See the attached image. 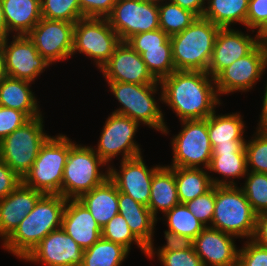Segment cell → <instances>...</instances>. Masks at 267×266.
<instances>
[{"label": "cell", "mask_w": 267, "mask_h": 266, "mask_svg": "<svg viewBox=\"0 0 267 266\" xmlns=\"http://www.w3.org/2000/svg\"><path fill=\"white\" fill-rule=\"evenodd\" d=\"M22 179L0 159V199L14 191Z\"/></svg>", "instance_id": "48"}, {"label": "cell", "mask_w": 267, "mask_h": 266, "mask_svg": "<svg viewBox=\"0 0 267 266\" xmlns=\"http://www.w3.org/2000/svg\"><path fill=\"white\" fill-rule=\"evenodd\" d=\"M143 156L120 160L119 170L109 166V179L119 192L131 196L135 201L148 207L153 174L161 165L148 168Z\"/></svg>", "instance_id": "16"}, {"label": "cell", "mask_w": 267, "mask_h": 266, "mask_svg": "<svg viewBox=\"0 0 267 266\" xmlns=\"http://www.w3.org/2000/svg\"><path fill=\"white\" fill-rule=\"evenodd\" d=\"M120 42L107 18L85 17L74 25L72 56L77 52L84 53L100 70Z\"/></svg>", "instance_id": "10"}, {"label": "cell", "mask_w": 267, "mask_h": 266, "mask_svg": "<svg viewBox=\"0 0 267 266\" xmlns=\"http://www.w3.org/2000/svg\"><path fill=\"white\" fill-rule=\"evenodd\" d=\"M252 239L267 248V211L257 214L256 229Z\"/></svg>", "instance_id": "50"}, {"label": "cell", "mask_w": 267, "mask_h": 266, "mask_svg": "<svg viewBox=\"0 0 267 266\" xmlns=\"http://www.w3.org/2000/svg\"><path fill=\"white\" fill-rule=\"evenodd\" d=\"M69 154V138L65 134L50 136L22 183L43 194L61 195L64 167Z\"/></svg>", "instance_id": "7"}, {"label": "cell", "mask_w": 267, "mask_h": 266, "mask_svg": "<svg viewBox=\"0 0 267 266\" xmlns=\"http://www.w3.org/2000/svg\"><path fill=\"white\" fill-rule=\"evenodd\" d=\"M267 27V0H249L246 28L261 33Z\"/></svg>", "instance_id": "43"}, {"label": "cell", "mask_w": 267, "mask_h": 266, "mask_svg": "<svg viewBox=\"0 0 267 266\" xmlns=\"http://www.w3.org/2000/svg\"><path fill=\"white\" fill-rule=\"evenodd\" d=\"M159 24L169 37L179 34L190 26L197 16L170 0L158 3Z\"/></svg>", "instance_id": "33"}, {"label": "cell", "mask_w": 267, "mask_h": 266, "mask_svg": "<svg viewBox=\"0 0 267 266\" xmlns=\"http://www.w3.org/2000/svg\"><path fill=\"white\" fill-rule=\"evenodd\" d=\"M237 266H267V248L247 239L239 249Z\"/></svg>", "instance_id": "42"}, {"label": "cell", "mask_w": 267, "mask_h": 266, "mask_svg": "<svg viewBox=\"0 0 267 266\" xmlns=\"http://www.w3.org/2000/svg\"><path fill=\"white\" fill-rule=\"evenodd\" d=\"M267 69V45L259 42L247 55L224 68L214 79L216 91L230 94L248 92L262 78Z\"/></svg>", "instance_id": "12"}, {"label": "cell", "mask_w": 267, "mask_h": 266, "mask_svg": "<svg viewBox=\"0 0 267 266\" xmlns=\"http://www.w3.org/2000/svg\"><path fill=\"white\" fill-rule=\"evenodd\" d=\"M91 146L77 144L69 138V154L64 167L61 195L79 199L84 193L101 185L109 178V167Z\"/></svg>", "instance_id": "5"}, {"label": "cell", "mask_w": 267, "mask_h": 266, "mask_svg": "<svg viewBox=\"0 0 267 266\" xmlns=\"http://www.w3.org/2000/svg\"><path fill=\"white\" fill-rule=\"evenodd\" d=\"M256 216L238 186H215V207L210 227L237 238L252 239Z\"/></svg>", "instance_id": "6"}, {"label": "cell", "mask_w": 267, "mask_h": 266, "mask_svg": "<svg viewBox=\"0 0 267 266\" xmlns=\"http://www.w3.org/2000/svg\"><path fill=\"white\" fill-rule=\"evenodd\" d=\"M155 254L163 266H204L193 247L174 252H147L146 256L152 260Z\"/></svg>", "instance_id": "41"}, {"label": "cell", "mask_w": 267, "mask_h": 266, "mask_svg": "<svg viewBox=\"0 0 267 266\" xmlns=\"http://www.w3.org/2000/svg\"><path fill=\"white\" fill-rule=\"evenodd\" d=\"M84 250L62 229L45 236L25 261L44 266H81Z\"/></svg>", "instance_id": "17"}, {"label": "cell", "mask_w": 267, "mask_h": 266, "mask_svg": "<svg viewBox=\"0 0 267 266\" xmlns=\"http://www.w3.org/2000/svg\"><path fill=\"white\" fill-rule=\"evenodd\" d=\"M174 4L179 5L183 9L189 10L194 13L197 17H202L205 6L206 0H170Z\"/></svg>", "instance_id": "51"}, {"label": "cell", "mask_w": 267, "mask_h": 266, "mask_svg": "<svg viewBox=\"0 0 267 266\" xmlns=\"http://www.w3.org/2000/svg\"><path fill=\"white\" fill-rule=\"evenodd\" d=\"M118 0H79L80 9L86 18H107Z\"/></svg>", "instance_id": "46"}, {"label": "cell", "mask_w": 267, "mask_h": 266, "mask_svg": "<svg viewBox=\"0 0 267 266\" xmlns=\"http://www.w3.org/2000/svg\"><path fill=\"white\" fill-rule=\"evenodd\" d=\"M259 35L260 41L267 45V27Z\"/></svg>", "instance_id": "55"}, {"label": "cell", "mask_w": 267, "mask_h": 266, "mask_svg": "<svg viewBox=\"0 0 267 266\" xmlns=\"http://www.w3.org/2000/svg\"><path fill=\"white\" fill-rule=\"evenodd\" d=\"M179 203L174 172L163 165L153 174L148 208L158 220L159 211L164 215Z\"/></svg>", "instance_id": "27"}, {"label": "cell", "mask_w": 267, "mask_h": 266, "mask_svg": "<svg viewBox=\"0 0 267 266\" xmlns=\"http://www.w3.org/2000/svg\"><path fill=\"white\" fill-rule=\"evenodd\" d=\"M149 1H153V2L159 3V2H162V1H168V0H149Z\"/></svg>", "instance_id": "56"}, {"label": "cell", "mask_w": 267, "mask_h": 266, "mask_svg": "<svg viewBox=\"0 0 267 266\" xmlns=\"http://www.w3.org/2000/svg\"><path fill=\"white\" fill-rule=\"evenodd\" d=\"M140 125L129 117L111 113L105 121L94 151L108 167L118 155H122V161L142 155L141 148L134 139Z\"/></svg>", "instance_id": "11"}, {"label": "cell", "mask_w": 267, "mask_h": 266, "mask_svg": "<svg viewBox=\"0 0 267 266\" xmlns=\"http://www.w3.org/2000/svg\"><path fill=\"white\" fill-rule=\"evenodd\" d=\"M256 129L252 139L245 142L247 170L267 173V129Z\"/></svg>", "instance_id": "37"}, {"label": "cell", "mask_w": 267, "mask_h": 266, "mask_svg": "<svg viewBox=\"0 0 267 266\" xmlns=\"http://www.w3.org/2000/svg\"><path fill=\"white\" fill-rule=\"evenodd\" d=\"M160 98L179 121L206 119L220 106L215 79L207 72L176 70L159 81Z\"/></svg>", "instance_id": "1"}, {"label": "cell", "mask_w": 267, "mask_h": 266, "mask_svg": "<svg viewBox=\"0 0 267 266\" xmlns=\"http://www.w3.org/2000/svg\"><path fill=\"white\" fill-rule=\"evenodd\" d=\"M42 18L76 23L85 18L79 0H41Z\"/></svg>", "instance_id": "38"}, {"label": "cell", "mask_w": 267, "mask_h": 266, "mask_svg": "<svg viewBox=\"0 0 267 266\" xmlns=\"http://www.w3.org/2000/svg\"><path fill=\"white\" fill-rule=\"evenodd\" d=\"M220 27L197 17L185 30L170 37L176 70L207 72Z\"/></svg>", "instance_id": "3"}, {"label": "cell", "mask_w": 267, "mask_h": 266, "mask_svg": "<svg viewBox=\"0 0 267 266\" xmlns=\"http://www.w3.org/2000/svg\"><path fill=\"white\" fill-rule=\"evenodd\" d=\"M133 234L148 248L153 242L157 219L153 214L122 215Z\"/></svg>", "instance_id": "39"}, {"label": "cell", "mask_w": 267, "mask_h": 266, "mask_svg": "<svg viewBox=\"0 0 267 266\" xmlns=\"http://www.w3.org/2000/svg\"><path fill=\"white\" fill-rule=\"evenodd\" d=\"M132 49L141 55L148 70L158 81L176 71L170 38L160 47Z\"/></svg>", "instance_id": "32"}, {"label": "cell", "mask_w": 267, "mask_h": 266, "mask_svg": "<svg viewBox=\"0 0 267 266\" xmlns=\"http://www.w3.org/2000/svg\"><path fill=\"white\" fill-rule=\"evenodd\" d=\"M129 254L122 245L101 237L84 250L81 266H121Z\"/></svg>", "instance_id": "31"}, {"label": "cell", "mask_w": 267, "mask_h": 266, "mask_svg": "<svg viewBox=\"0 0 267 266\" xmlns=\"http://www.w3.org/2000/svg\"><path fill=\"white\" fill-rule=\"evenodd\" d=\"M111 93L121 105L112 113L123 115L144 124L149 128L168 134L169 129L164 121L162 109L153 96L161 89L160 83L135 84L106 81Z\"/></svg>", "instance_id": "4"}, {"label": "cell", "mask_w": 267, "mask_h": 266, "mask_svg": "<svg viewBox=\"0 0 267 266\" xmlns=\"http://www.w3.org/2000/svg\"><path fill=\"white\" fill-rule=\"evenodd\" d=\"M74 25L67 21L41 18L27 36L38 53L52 66L55 62L72 57Z\"/></svg>", "instance_id": "14"}, {"label": "cell", "mask_w": 267, "mask_h": 266, "mask_svg": "<svg viewBox=\"0 0 267 266\" xmlns=\"http://www.w3.org/2000/svg\"><path fill=\"white\" fill-rule=\"evenodd\" d=\"M167 221V231L181 236L190 237L192 240L205 228V226L190 212L185 203H179L164 215Z\"/></svg>", "instance_id": "34"}, {"label": "cell", "mask_w": 267, "mask_h": 266, "mask_svg": "<svg viewBox=\"0 0 267 266\" xmlns=\"http://www.w3.org/2000/svg\"><path fill=\"white\" fill-rule=\"evenodd\" d=\"M203 18L220 28H231L235 23L246 27L249 0H206Z\"/></svg>", "instance_id": "30"}, {"label": "cell", "mask_w": 267, "mask_h": 266, "mask_svg": "<svg viewBox=\"0 0 267 266\" xmlns=\"http://www.w3.org/2000/svg\"><path fill=\"white\" fill-rule=\"evenodd\" d=\"M245 121L240 113L218 114L216 111L208 117V137L212 148L217 145L230 144L244 139Z\"/></svg>", "instance_id": "28"}, {"label": "cell", "mask_w": 267, "mask_h": 266, "mask_svg": "<svg viewBox=\"0 0 267 266\" xmlns=\"http://www.w3.org/2000/svg\"><path fill=\"white\" fill-rule=\"evenodd\" d=\"M67 199L44 194L13 233L2 242L3 248L24 260L50 232L61 228Z\"/></svg>", "instance_id": "2"}, {"label": "cell", "mask_w": 267, "mask_h": 266, "mask_svg": "<svg viewBox=\"0 0 267 266\" xmlns=\"http://www.w3.org/2000/svg\"><path fill=\"white\" fill-rule=\"evenodd\" d=\"M32 82L12 77L0 81V106L24 112L30 119L42 115L40 105L30 89Z\"/></svg>", "instance_id": "24"}, {"label": "cell", "mask_w": 267, "mask_h": 266, "mask_svg": "<svg viewBox=\"0 0 267 266\" xmlns=\"http://www.w3.org/2000/svg\"><path fill=\"white\" fill-rule=\"evenodd\" d=\"M245 142L234 141L225 145L217 144L212 148L208 172L222 176L221 179L210 176L214 186H237L234 178H244L247 175Z\"/></svg>", "instance_id": "21"}, {"label": "cell", "mask_w": 267, "mask_h": 266, "mask_svg": "<svg viewBox=\"0 0 267 266\" xmlns=\"http://www.w3.org/2000/svg\"><path fill=\"white\" fill-rule=\"evenodd\" d=\"M44 117L30 119L0 141V159L21 179L33 165L38 153L50 137L43 130Z\"/></svg>", "instance_id": "8"}, {"label": "cell", "mask_w": 267, "mask_h": 266, "mask_svg": "<svg viewBox=\"0 0 267 266\" xmlns=\"http://www.w3.org/2000/svg\"><path fill=\"white\" fill-rule=\"evenodd\" d=\"M29 120L22 111L0 106V141Z\"/></svg>", "instance_id": "44"}, {"label": "cell", "mask_w": 267, "mask_h": 266, "mask_svg": "<svg viewBox=\"0 0 267 266\" xmlns=\"http://www.w3.org/2000/svg\"><path fill=\"white\" fill-rule=\"evenodd\" d=\"M101 237L122 245L129 252L132 243L136 244L147 255V247L133 234L125 218L119 213L101 228Z\"/></svg>", "instance_id": "35"}, {"label": "cell", "mask_w": 267, "mask_h": 266, "mask_svg": "<svg viewBox=\"0 0 267 266\" xmlns=\"http://www.w3.org/2000/svg\"><path fill=\"white\" fill-rule=\"evenodd\" d=\"M170 37L162 30L155 29L152 31L138 33L126 40L131 48H153L160 47Z\"/></svg>", "instance_id": "45"}, {"label": "cell", "mask_w": 267, "mask_h": 266, "mask_svg": "<svg viewBox=\"0 0 267 266\" xmlns=\"http://www.w3.org/2000/svg\"><path fill=\"white\" fill-rule=\"evenodd\" d=\"M100 72L106 81L153 84L159 81L151 74L141 55L126 41H121Z\"/></svg>", "instance_id": "18"}, {"label": "cell", "mask_w": 267, "mask_h": 266, "mask_svg": "<svg viewBox=\"0 0 267 266\" xmlns=\"http://www.w3.org/2000/svg\"><path fill=\"white\" fill-rule=\"evenodd\" d=\"M181 131L171 139L173 160L168 167L208 169L212 146L208 137V117L206 119L182 120ZM202 165V166H200Z\"/></svg>", "instance_id": "9"}, {"label": "cell", "mask_w": 267, "mask_h": 266, "mask_svg": "<svg viewBox=\"0 0 267 266\" xmlns=\"http://www.w3.org/2000/svg\"><path fill=\"white\" fill-rule=\"evenodd\" d=\"M12 36L11 42L9 36L2 40L7 75L33 83L51 63L38 53L27 35Z\"/></svg>", "instance_id": "15"}, {"label": "cell", "mask_w": 267, "mask_h": 266, "mask_svg": "<svg viewBox=\"0 0 267 266\" xmlns=\"http://www.w3.org/2000/svg\"><path fill=\"white\" fill-rule=\"evenodd\" d=\"M120 41L160 28L158 3L149 0H118L107 17Z\"/></svg>", "instance_id": "13"}, {"label": "cell", "mask_w": 267, "mask_h": 266, "mask_svg": "<svg viewBox=\"0 0 267 266\" xmlns=\"http://www.w3.org/2000/svg\"><path fill=\"white\" fill-rule=\"evenodd\" d=\"M78 200L88 208L100 228L105 226L119 211L118 188L109 178L101 185L84 193Z\"/></svg>", "instance_id": "26"}, {"label": "cell", "mask_w": 267, "mask_h": 266, "mask_svg": "<svg viewBox=\"0 0 267 266\" xmlns=\"http://www.w3.org/2000/svg\"><path fill=\"white\" fill-rule=\"evenodd\" d=\"M164 235L166 244L160 248L158 247L156 250L154 243H152L147 248V252H174L191 249L193 247V240L190 237L181 236L167 230L164 231Z\"/></svg>", "instance_id": "47"}, {"label": "cell", "mask_w": 267, "mask_h": 266, "mask_svg": "<svg viewBox=\"0 0 267 266\" xmlns=\"http://www.w3.org/2000/svg\"><path fill=\"white\" fill-rule=\"evenodd\" d=\"M7 76L8 75L6 72L5 52L3 49L2 40H0V81Z\"/></svg>", "instance_id": "53"}, {"label": "cell", "mask_w": 267, "mask_h": 266, "mask_svg": "<svg viewBox=\"0 0 267 266\" xmlns=\"http://www.w3.org/2000/svg\"><path fill=\"white\" fill-rule=\"evenodd\" d=\"M175 175L177 195L180 203H186L209 191L214 185L203 168L169 167Z\"/></svg>", "instance_id": "29"}, {"label": "cell", "mask_w": 267, "mask_h": 266, "mask_svg": "<svg viewBox=\"0 0 267 266\" xmlns=\"http://www.w3.org/2000/svg\"><path fill=\"white\" fill-rule=\"evenodd\" d=\"M44 194L21 184L5 198L0 199V237L4 242L34 209Z\"/></svg>", "instance_id": "22"}, {"label": "cell", "mask_w": 267, "mask_h": 266, "mask_svg": "<svg viewBox=\"0 0 267 266\" xmlns=\"http://www.w3.org/2000/svg\"><path fill=\"white\" fill-rule=\"evenodd\" d=\"M233 235L205 227L193 240L195 253L204 266H237L239 249Z\"/></svg>", "instance_id": "20"}, {"label": "cell", "mask_w": 267, "mask_h": 266, "mask_svg": "<svg viewBox=\"0 0 267 266\" xmlns=\"http://www.w3.org/2000/svg\"><path fill=\"white\" fill-rule=\"evenodd\" d=\"M185 205L205 227H210L215 207V186L203 195L187 201Z\"/></svg>", "instance_id": "40"}, {"label": "cell", "mask_w": 267, "mask_h": 266, "mask_svg": "<svg viewBox=\"0 0 267 266\" xmlns=\"http://www.w3.org/2000/svg\"><path fill=\"white\" fill-rule=\"evenodd\" d=\"M259 42V33L251 37L248 33L233 28H220L207 73L215 78L224 68L247 55Z\"/></svg>", "instance_id": "19"}, {"label": "cell", "mask_w": 267, "mask_h": 266, "mask_svg": "<svg viewBox=\"0 0 267 266\" xmlns=\"http://www.w3.org/2000/svg\"><path fill=\"white\" fill-rule=\"evenodd\" d=\"M61 228L83 249L90 248L101 238V228L78 199H68Z\"/></svg>", "instance_id": "23"}, {"label": "cell", "mask_w": 267, "mask_h": 266, "mask_svg": "<svg viewBox=\"0 0 267 266\" xmlns=\"http://www.w3.org/2000/svg\"><path fill=\"white\" fill-rule=\"evenodd\" d=\"M118 213L121 215L132 214H152L149 208L137 201L131 196L118 191Z\"/></svg>", "instance_id": "49"}, {"label": "cell", "mask_w": 267, "mask_h": 266, "mask_svg": "<svg viewBox=\"0 0 267 266\" xmlns=\"http://www.w3.org/2000/svg\"><path fill=\"white\" fill-rule=\"evenodd\" d=\"M240 187L256 214L267 211V173L248 171ZM247 179V180H246Z\"/></svg>", "instance_id": "36"}, {"label": "cell", "mask_w": 267, "mask_h": 266, "mask_svg": "<svg viewBox=\"0 0 267 266\" xmlns=\"http://www.w3.org/2000/svg\"><path fill=\"white\" fill-rule=\"evenodd\" d=\"M7 37V26L4 18L2 0H0V40Z\"/></svg>", "instance_id": "54"}, {"label": "cell", "mask_w": 267, "mask_h": 266, "mask_svg": "<svg viewBox=\"0 0 267 266\" xmlns=\"http://www.w3.org/2000/svg\"><path fill=\"white\" fill-rule=\"evenodd\" d=\"M262 111H261V115L260 116V119H259V123H258V126L257 128H260V129H267V82H266V87H265V90H264V96H263V100H262Z\"/></svg>", "instance_id": "52"}, {"label": "cell", "mask_w": 267, "mask_h": 266, "mask_svg": "<svg viewBox=\"0 0 267 266\" xmlns=\"http://www.w3.org/2000/svg\"><path fill=\"white\" fill-rule=\"evenodd\" d=\"M2 7L7 36L27 35L42 18L41 0H2Z\"/></svg>", "instance_id": "25"}]
</instances>
